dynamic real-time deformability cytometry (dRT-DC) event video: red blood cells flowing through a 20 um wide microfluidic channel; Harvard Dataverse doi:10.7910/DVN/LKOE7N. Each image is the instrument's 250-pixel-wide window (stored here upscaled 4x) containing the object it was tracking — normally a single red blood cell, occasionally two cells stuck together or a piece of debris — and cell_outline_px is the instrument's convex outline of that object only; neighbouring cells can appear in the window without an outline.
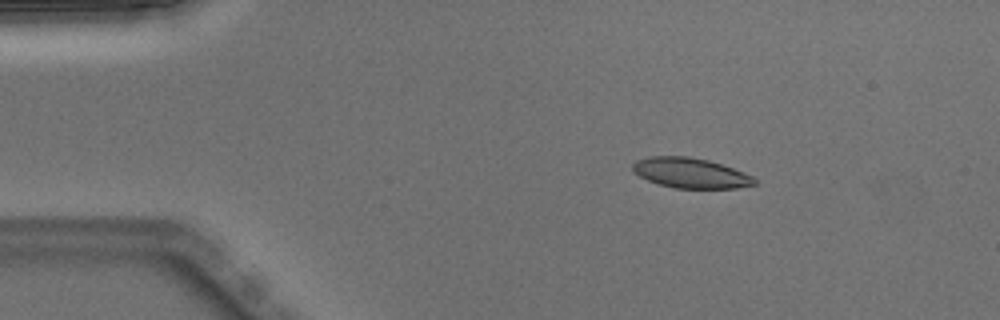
{"species": "Egyptian fruit bat (a non-hibernating species)", "species_latin": "Rousettus aegyptiacus", "temperature_condition": "warm", "stored_images_in_passage": 4, "camera_frame_rate_fps": 3000, "um_per_image_px": 0.085, "animal": {"sex": "male"}, "frame": {"image": 1, "passage_image": 2, "time_ms": 0.333, "image_size_px": [1000, 320], "cell_outline_px": [[756, 184], [736, 188], [676, 188], [660, 184], [648, 180], [632, 172], [632, 164], [636, 160], [648, 156], [688, 156], [708, 160], [732, 168], [752, 176], [756, 180]], "centroid_in_image_um": [58.65, 14.69], "position_along_channel_um": 26.3, "area_um2": 21.27}}
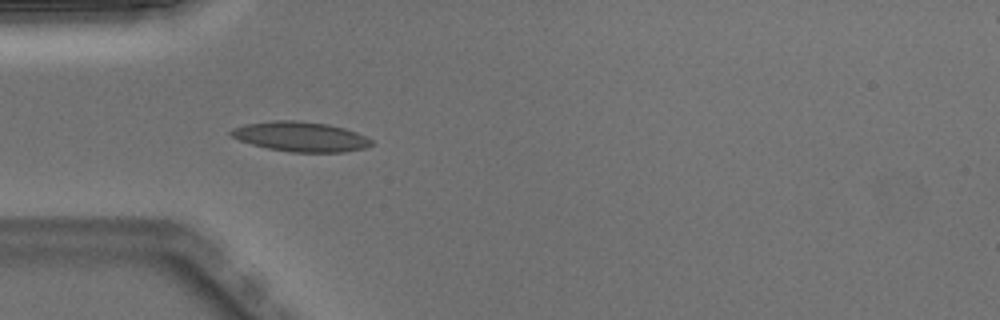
{"frame": {"image": 2, "passage_image": 4, "time_ms": 1.0, "image_size_px": [1000, 320], "cell_outline_px": [[372, 144], [364, 148], [344, 152], [292, 152], [268, 148], [252, 144], [240, 140], [232, 136], [228, 132], [232, 128], [244, 124], [272, 120], [296, 120], [328, 124], [344, 128], [356, 132], [372, 140]], "centroid_in_image_um": [25.52, 11.6], "position_along_channel_um": 59.5, "area_um2": 24.33}}